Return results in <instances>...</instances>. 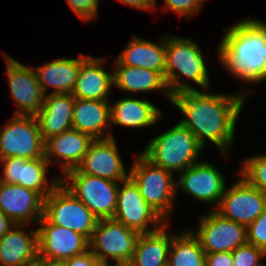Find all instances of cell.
<instances>
[{
  "label": "cell",
  "mask_w": 266,
  "mask_h": 266,
  "mask_svg": "<svg viewBox=\"0 0 266 266\" xmlns=\"http://www.w3.org/2000/svg\"><path fill=\"white\" fill-rule=\"evenodd\" d=\"M93 141L90 135L71 129L45 141L44 157L50 166L53 162L60 164L61 172L65 174L81 164Z\"/></svg>",
  "instance_id": "19"
},
{
  "label": "cell",
  "mask_w": 266,
  "mask_h": 266,
  "mask_svg": "<svg viewBox=\"0 0 266 266\" xmlns=\"http://www.w3.org/2000/svg\"><path fill=\"white\" fill-rule=\"evenodd\" d=\"M167 266H206L205 252L191 230L172 234Z\"/></svg>",
  "instance_id": "29"
},
{
  "label": "cell",
  "mask_w": 266,
  "mask_h": 266,
  "mask_svg": "<svg viewBox=\"0 0 266 266\" xmlns=\"http://www.w3.org/2000/svg\"><path fill=\"white\" fill-rule=\"evenodd\" d=\"M60 182L99 219L113 218L117 206L119 183L81 173L67 171Z\"/></svg>",
  "instance_id": "6"
},
{
  "label": "cell",
  "mask_w": 266,
  "mask_h": 266,
  "mask_svg": "<svg viewBox=\"0 0 266 266\" xmlns=\"http://www.w3.org/2000/svg\"><path fill=\"white\" fill-rule=\"evenodd\" d=\"M81 65V54L78 58H57L44 65L33 67L37 80L45 95L48 88H53L51 93H72L78 79Z\"/></svg>",
  "instance_id": "26"
},
{
  "label": "cell",
  "mask_w": 266,
  "mask_h": 266,
  "mask_svg": "<svg viewBox=\"0 0 266 266\" xmlns=\"http://www.w3.org/2000/svg\"><path fill=\"white\" fill-rule=\"evenodd\" d=\"M105 59L81 54L78 79L71 93L74 98L108 101L113 86V72L108 73L104 69Z\"/></svg>",
  "instance_id": "20"
},
{
  "label": "cell",
  "mask_w": 266,
  "mask_h": 266,
  "mask_svg": "<svg viewBox=\"0 0 266 266\" xmlns=\"http://www.w3.org/2000/svg\"><path fill=\"white\" fill-rule=\"evenodd\" d=\"M247 243L266 252V209L247 227Z\"/></svg>",
  "instance_id": "32"
},
{
  "label": "cell",
  "mask_w": 266,
  "mask_h": 266,
  "mask_svg": "<svg viewBox=\"0 0 266 266\" xmlns=\"http://www.w3.org/2000/svg\"><path fill=\"white\" fill-rule=\"evenodd\" d=\"M72 11L83 22L91 21L97 17L99 0H66Z\"/></svg>",
  "instance_id": "34"
},
{
  "label": "cell",
  "mask_w": 266,
  "mask_h": 266,
  "mask_svg": "<svg viewBox=\"0 0 266 266\" xmlns=\"http://www.w3.org/2000/svg\"><path fill=\"white\" fill-rule=\"evenodd\" d=\"M43 207L44 198L38 192L0 181V210L15 225H35L43 217Z\"/></svg>",
  "instance_id": "18"
},
{
  "label": "cell",
  "mask_w": 266,
  "mask_h": 266,
  "mask_svg": "<svg viewBox=\"0 0 266 266\" xmlns=\"http://www.w3.org/2000/svg\"><path fill=\"white\" fill-rule=\"evenodd\" d=\"M6 127H0V160L17 157H44L45 142L36 116L14 115Z\"/></svg>",
  "instance_id": "9"
},
{
  "label": "cell",
  "mask_w": 266,
  "mask_h": 266,
  "mask_svg": "<svg viewBox=\"0 0 266 266\" xmlns=\"http://www.w3.org/2000/svg\"><path fill=\"white\" fill-rule=\"evenodd\" d=\"M218 57L224 68L242 81L266 79V23L243 19L223 30Z\"/></svg>",
  "instance_id": "2"
},
{
  "label": "cell",
  "mask_w": 266,
  "mask_h": 266,
  "mask_svg": "<svg viewBox=\"0 0 266 266\" xmlns=\"http://www.w3.org/2000/svg\"><path fill=\"white\" fill-rule=\"evenodd\" d=\"M39 258L65 261L89 250L82 234L51 224L44 216L37 223Z\"/></svg>",
  "instance_id": "14"
},
{
  "label": "cell",
  "mask_w": 266,
  "mask_h": 266,
  "mask_svg": "<svg viewBox=\"0 0 266 266\" xmlns=\"http://www.w3.org/2000/svg\"><path fill=\"white\" fill-rule=\"evenodd\" d=\"M15 223L0 210V238H2Z\"/></svg>",
  "instance_id": "38"
},
{
  "label": "cell",
  "mask_w": 266,
  "mask_h": 266,
  "mask_svg": "<svg viewBox=\"0 0 266 266\" xmlns=\"http://www.w3.org/2000/svg\"><path fill=\"white\" fill-rule=\"evenodd\" d=\"M231 253L233 266H264L260 261L266 257V252L253 244L241 245Z\"/></svg>",
  "instance_id": "31"
},
{
  "label": "cell",
  "mask_w": 266,
  "mask_h": 266,
  "mask_svg": "<svg viewBox=\"0 0 266 266\" xmlns=\"http://www.w3.org/2000/svg\"><path fill=\"white\" fill-rule=\"evenodd\" d=\"M162 117L161 110L147 98L128 96L110 104V125L144 128L157 124Z\"/></svg>",
  "instance_id": "24"
},
{
  "label": "cell",
  "mask_w": 266,
  "mask_h": 266,
  "mask_svg": "<svg viewBox=\"0 0 266 266\" xmlns=\"http://www.w3.org/2000/svg\"><path fill=\"white\" fill-rule=\"evenodd\" d=\"M121 183L123 185L120 187L119 184L118 187L114 220L139 233L156 231L167 223L146 203L137 185L130 177Z\"/></svg>",
  "instance_id": "10"
},
{
  "label": "cell",
  "mask_w": 266,
  "mask_h": 266,
  "mask_svg": "<svg viewBox=\"0 0 266 266\" xmlns=\"http://www.w3.org/2000/svg\"><path fill=\"white\" fill-rule=\"evenodd\" d=\"M203 149L194 134L178 122L152 138L141 154L152 164L174 173L199 162L197 158Z\"/></svg>",
  "instance_id": "4"
},
{
  "label": "cell",
  "mask_w": 266,
  "mask_h": 266,
  "mask_svg": "<svg viewBox=\"0 0 266 266\" xmlns=\"http://www.w3.org/2000/svg\"><path fill=\"white\" fill-rule=\"evenodd\" d=\"M239 174L250 185L266 194V154L255 155L244 160Z\"/></svg>",
  "instance_id": "30"
},
{
  "label": "cell",
  "mask_w": 266,
  "mask_h": 266,
  "mask_svg": "<svg viewBox=\"0 0 266 266\" xmlns=\"http://www.w3.org/2000/svg\"><path fill=\"white\" fill-rule=\"evenodd\" d=\"M110 128L109 101L75 98L72 129L88 134L95 140L114 137Z\"/></svg>",
  "instance_id": "22"
},
{
  "label": "cell",
  "mask_w": 266,
  "mask_h": 266,
  "mask_svg": "<svg viewBox=\"0 0 266 266\" xmlns=\"http://www.w3.org/2000/svg\"><path fill=\"white\" fill-rule=\"evenodd\" d=\"M266 209V194L250 185L242 176L226 188L214 209L224 218L248 227Z\"/></svg>",
  "instance_id": "12"
},
{
  "label": "cell",
  "mask_w": 266,
  "mask_h": 266,
  "mask_svg": "<svg viewBox=\"0 0 266 266\" xmlns=\"http://www.w3.org/2000/svg\"><path fill=\"white\" fill-rule=\"evenodd\" d=\"M116 59L122 65L158 72L166 82L165 36L159 38L158 44L133 36Z\"/></svg>",
  "instance_id": "25"
},
{
  "label": "cell",
  "mask_w": 266,
  "mask_h": 266,
  "mask_svg": "<svg viewBox=\"0 0 266 266\" xmlns=\"http://www.w3.org/2000/svg\"><path fill=\"white\" fill-rule=\"evenodd\" d=\"M129 177L137 185L146 203L169 223L175 205L176 179L174 173L152 164L142 154H136Z\"/></svg>",
  "instance_id": "5"
},
{
  "label": "cell",
  "mask_w": 266,
  "mask_h": 266,
  "mask_svg": "<svg viewBox=\"0 0 266 266\" xmlns=\"http://www.w3.org/2000/svg\"><path fill=\"white\" fill-rule=\"evenodd\" d=\"M176 181L177 191L182 188L183 192L191 195L200 202L213 203L218 206L225 189L226 182L222 173L216 167L206 161H199L186 168Z\"/></svg>",
  "instance_id": "16"
},
{
  "label": "cell",
  "mask_w": 266,
  "mask_h": 266,
  "mask_svg": "<svg viewBox=\"0 0 266 266\" xmlns=\"http://www.w3.org/2000/svg\"><path fill=\"white\" fill-rule=\"evenodd\" d=\"M206 266H233L231 252L205 254Z\"/></svg>",
  "instance_id": "35"
},
{
  "label": "cell",
  "mask_w": 266,
  "mask_h": 266,
  "mask_svg": "<svg viewBox=\"0 0 266 266\" xmlns=\"http://www.w3.org/2000/svg\"><path fill=\"white\" fill-rule=\"evenodd\" d=\"M75 98L71 93L45 95L44 103L36 118L44 142L72 129Z\"/></svg>",
  "instance_id": "21"
},
{
  "label": "cell",
  "mask_w": 266,
  "mask_h": 266,
  "mask_svg": "<svg viewBox=\"0 0 266 266\" xmlns=\"http://www.w3.org/2000/svg\"><path fill=\"white\" fill-rule=\"evenodd\" d=\"M122 4L134 7L139 10L150 11L155 9L156 0H118Z\"/></svg>",
  "instance_id": "37"
},
{
  "label": "cell",
  "mask_w": 266,
  "mask_h": 266,
  "mask_svg": "<svg viewBox=\"0 0 266 266\" xmlns=\"http://www.w3.org/2000/svg\"><path fill=\"white\" fill-rule=\"evenodd\" d=\"M114 137L95 139L77 169L81 173L121 182L129 177Z\"/></svg>",
  "instance_id": "17"
},
{
  "label": "cell",
  "mask_w": 266,
  "mask_h": 266,
  "mask_svg": "<svg viewBox=\"0 0 266 266\" xmlns=\"http://www.w3.org/2000/svg\"><path fill=\"white\" fill-rule=\"evenodd\" d=\"M205 0H164V11H174L178 15L185 17H192L199 13L201 5Z\"/></svg>",
  "instance_id": "33"
},
{
  "label": "cell",
  "mask_w": 266,
  "mask_h": 266,
  "mask_svg": "<svg viewBox=\"0 0 266 266\" xmlns=\"http://www.w3.org/2000/svg\"><path fill=\"white\" fill-rule=\"evenodd\" d=\"M23 266H41V258H38V260L31 262L29 264L23 265Z\"/></svg>",
  "instance_id": "40"
},
{
  "label": "cell",
  "mask_w": 266,
  "mask_h": 266,
  "mask_svg": "<svg viewBox=\"0 0 266 266\" xmlns=\"http://www.w3.org/2000/svg\"><path fill=\"white\" fill-rule=\"evenodd\" d=\"M116 70L113 72V87L127 93L151 92L157 91L171 101V94L167 88L164 77L155 71L122 65L115 60Z\"/></svg>",
  "instance_id": "27"
},
{
  "label": "cell",
  "mask_w": 266,
  "mask_h": 266,
  "mask_svg": "<svg viewBox=\"0 0 266 266\" xmlns=\"http://www.w3.org/2000/svg\"><path fill=\"white\" fill-rule=\"evenodd\" d=\"M41 266H65V261L41 258Z\"/></svg>",
  "instance_id": "39"
},
{
  "label": "cell",
  "mask_w": 266,
  "mask_h": 266,
  "mask_svg": "<svg viewBox=\"0 0 266 266\" xmlns=\"http://www.w3.org/2000/svg\"><path fill=\"white\" fill-rule=\"evenodd\" d=\"M26 225H15L0 238V266H23L38 260V230L29 233Z\"/></svg>",
  "instance_id": "23"
},
{
  "label": "cell",
  "mask_w": 266,
  "mask_h": 266,
  "mask_svg": "<svg viewBox=\"0 0 266 266\" xmlns=\"http://www.w3.org/2000/svg\"><path fill=\"white\" fill-rule=\"evenodd\" d=\"M246 91L230 95L199 90L179 91L172 95L171 103L185 116L180 123L194 134L203 148L208 140L222 154H228L235 140L237 119L248 95Z\"/></svg>",
  "instance_id": "1"
},
{
  "label": "cell",
  "mask_w": 266,
  "mask_h": 266,
  "mask_svg": "<svg viewBox=\"0 0 266 266\" xmlns=\"http://www.w3.org/2000/svg\"><path fill=\"white\" fill-rule=\"evenodd\" d=\"M166 46V85L169 93L198 90L183 81V76L192 80L200 87L209 89L210 76L202 51L191 38L165 35Z\"/></svg>",
  "instance_id": "3"
},
{
  "label": "cell",
  "mask_w": 266,
  "mask_h": 266,
  "mask_svg": "<svg viewBox=\"0 0 266 266\" xmlns=\"http://www.w3.org/2000/svg\"><path fill=\"white\" fill-rule=\"evenodd\" d=\"M99 263L90 249L83 254L65 260V266H97Z\"/></svg>",
  "instance_id": "36"
},
{
  "label": "cell",
  "mask_w": 266,
  "mask_h": 266,
  "mask_svg": "<svg viewBox=\"0 0 266 266\" xmlns=\"http://www.w3.org/2000/svg\"><path fill=\"white\" fill-rule=\"evenodd\" d=\"M139 232L125 227L122 223L109 219H99L92 237L89 249L100 263H130Z\"/></svg>",
  "instance_id": "8"
},
{
  "label": "cell",
  "mask_w": 266,
  "mask_h": 266,
  "mask_svg": "<svg viewBox=\"0 0 266 266\" xmlns=\"http://www.w3.org/2000/svg\"><path fill=\"white\" fill-rule=\"evenodd\" d=\"M97 266H107L106 263H99Z\"/></svg>",
  "instance_id": "42"
},
{
  "label": "cell",
  "mask_w": 266,
  "mask_h": 266,
  "mask_svg": "<svg viewBox=\"0 0 266 266\" xmlns=\"http://www.w3.org/2000/svg\"><path fill=\"white\" fill-rule=\"evenodd\" d=\"M43 216L54 225L91 239L98 219L61 182L44 199Z\"/></svg>",
  "instance_id": "7"
},
{
  "label": "cell",
  "mask_w": 266,
  "mask_h": 266,
  "mask_svg": "<svg viewBox=\"0 0 266 266\" xmlns=\"http://www.w3.org/2000/svg\"><path fill=\"white\" fill-rule=\"evenodd\" d=\"M107 266H132L131 263H109Z\"/></svg>",
  "instance_id": "41"
},
{
  "label": "cell",
  "mask_w": 266,
  "mask_h": 266,
  "mask_svg": "<svg viewBox=\"0 0 266 266\" xmlns=\"http://www.w3.org/2000/svg\"><path fill=\"white\" fill-rule=\"evenodd\" d=\"M198 227L196 232L191 231L205 254L232 252L247 243V227L224 218L215 210L200 217Z\"/></svg>",
  "instance_id": "11"
},
{
  "label": "cell",
  "mask_w": 266,
  "mask_h": 266,
  "mask_svg": "<svg viewBox=\"0 0 266 266\" xmlns=\"http://www.w3.org/2000/svg\"><path fill=\"white\" fill-rule=\"evenodd\" d=\"M168 224L150 233H140L130 262L132 266H167L172 241Z\"/></svg>",
  "instance_id": "28"
},
{
  "label": "cell",
  "mask_w": 266,
  "mask_h": 266,
  "mask_svg": "<svg viewBox=\"0 0 266 266\" xmlns=\"http://www.w3.org/2000/svg\"><path fill=\"white\" fill-rule=\"evenodd\" d=\"M3 55L11 98L18 107L14 115L36 116L44 103L45 94L33 67L21 64L7 53Z\"/></svg>",
  "instance_id": "13"
},
{
  "label": "cell",
  "mask_w": 266,
  "mask_h": 266,
  "mask_svg": "<svg viewBox=\"0 0 266 266\" xmlns=\"http://www.w3.org/2000/svg\"><path fill=\"white\" fill-rule=\"evenodd\" d=\"M0 162L3 164L1 182L18 184L24 188L32 189L44 199L60 182L61 177L57 175L49 184L47 170L50 164L45 157L36 159L9 157L0 160Z\"/></svg>",
  "instance_id": "15"
}]
</instances>
